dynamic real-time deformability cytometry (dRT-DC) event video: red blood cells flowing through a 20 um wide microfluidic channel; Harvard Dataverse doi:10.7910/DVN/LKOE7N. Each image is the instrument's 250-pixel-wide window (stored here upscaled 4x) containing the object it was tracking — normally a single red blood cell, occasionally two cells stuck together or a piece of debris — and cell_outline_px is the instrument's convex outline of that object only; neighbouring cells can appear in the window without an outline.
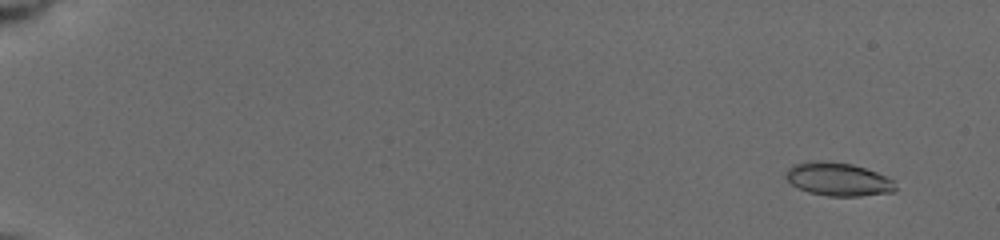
{"species": "common noctule bat (a hibernating species)", "species_latin": "Nyctalus noctula", "temperature_condition": "cold", "stored_images_in_passage": 78, "camera_frame_rate_fps": 3000, "um_per_image_px": 0.085, "animal": {"sex": "female", "body_mass_g": 19.5, "forearm_length_mm": 54.1}, "frame": {"image": 1, "passage_image": 5, "time_ms": 1.333, "image_size_px": [1000, 240], "cell_outline_px": [[896, 192], [860, 196], [828, 196], [808, 192], [792, 184], [788, 180], [788, 168], [792, 164], [812, 160], [824, 160], [852, 164], [888, 176], [892, 180], [896, 188]], "centroid_in_image_um": [71.27, 15.23], "position_along_channel_um": 13.7, "area_um2": 21.27}}
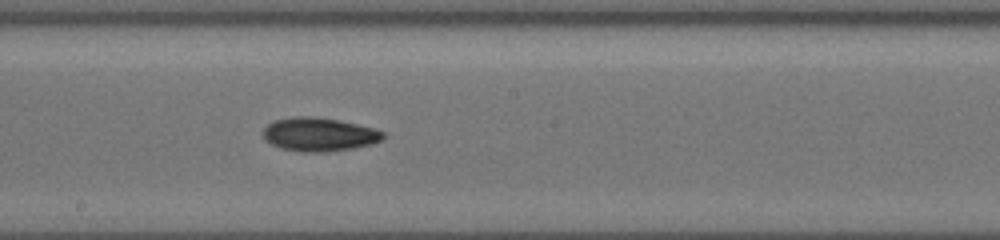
{"frame": {"image": 2, "passage_image": 46, "time_ms": 11.0, "image_size_px": [1000, 240], "cell_outline_px": [[384, 136], [380, 140], [372, 144], [352, 148], [320, 152], [300, 152], [280, 148], [264, 140], [260, 132], [272, 120], [296, 116], [316, 116], [340, 120], [376, 128], [384, 132]], "centroid_in_image_um": [27.08, 11.41], "position_along_channel_um": 221.1, "area_um2": 23.81}}
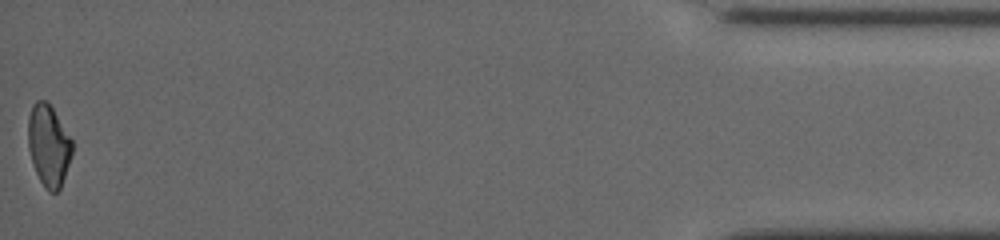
{"frame": {"image": 3, "passage_image": 78, "time_ms": 18.333, "image_size_px": [1000, 240], "cell_outline_px": [[72, 152], [60, 188], [56, 192], [48, 192], [44, 188], [36, 172], [28, 148], [28, 116], [32, 104], [36, 100], [44, 100], [52, 108], [72, 140]], "centroid_in_image_um": [4.11, 12.36], "position_along_channel_um": 431.1, "area_um2": 20.63}, "authors_computed_cell_mechanics": {"area_um2": 21.5594, "velocity_mm_per_s": 3.927, "shape_relaxation_time_tau1_ms": 6.3641, "shape_relaxation_time_tau2_ms": 8.7547, "deformation_change_tau1": 0.1586, "deformation_change_tau2": 0.1554}}